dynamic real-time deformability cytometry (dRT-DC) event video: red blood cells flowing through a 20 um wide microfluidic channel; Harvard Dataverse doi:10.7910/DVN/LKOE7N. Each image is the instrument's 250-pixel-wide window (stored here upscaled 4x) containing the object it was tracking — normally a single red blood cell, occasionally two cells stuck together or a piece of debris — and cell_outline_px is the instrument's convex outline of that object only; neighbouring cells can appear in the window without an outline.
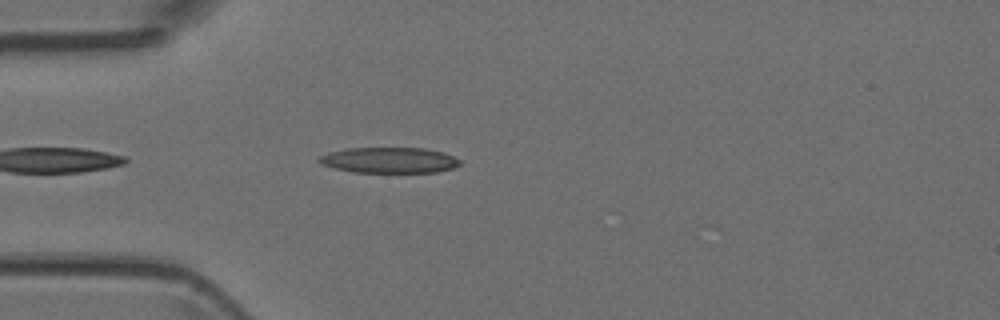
{"species": "Egyptian fruit bat (a non-hibernating species)", "species_latin": "Rousettus aegyptiacus", "temperature_condition": "room temperature", "stored_images_in_passage": 4, "camera_frame_rate_fps": 3000, "um_per_image_px": 0.085, "animal": {"sex": "female"}, "frame": {"image": 1, "passage_image": 4, "time_ms": 3.333, "image_size_px": [1000, 320], "cell_outline_px": [[460, 164], [452, 168], [436, 172], [352, 172], [336, 168], [324, 164], [316, 160], [320, 156], [328, 152], [348, 148], [424, 148], [444, 152], [460, 160]], "centroid_in_image_um": [33.09, 13.61], "position_along_channel_um": 51.9, "area_um2": 20.92}}